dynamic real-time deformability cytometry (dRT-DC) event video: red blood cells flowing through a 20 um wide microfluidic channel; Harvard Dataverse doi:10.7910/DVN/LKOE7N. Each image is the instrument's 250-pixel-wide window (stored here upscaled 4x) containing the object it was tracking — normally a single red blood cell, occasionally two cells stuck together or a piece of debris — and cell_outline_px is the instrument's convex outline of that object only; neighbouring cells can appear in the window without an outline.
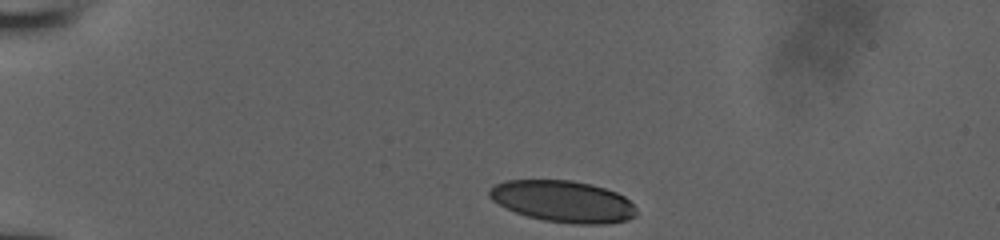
{"species": "human", "species_latin": "Homo sapiens", "temperature_condition": "room temperature", "stored_images_in_passage": 34, "camera_frame_rate_fps": 3000, "um_per_image_px": 0.085, "donor": {"sex": "male"}, "frame": {"image": 1, "passage_image": 1, "time_ms": 0.0, "image_size_px": [1000, 240], "cell_outline_px": [[636, 216], [628, 220], [604, 224], [572, 224], [544, 220], [528, 216], [516, 212], [492, 200], [488, 196], [488, 192], [496, 184], [504, 180], [572, 180], [592, 184], [616, 192], [624, 196], [636, 208]], "centroid_in_image_um": [47.88, 17.12], "position_along_channel_um": 37.1, "area_um2": 35.55}}
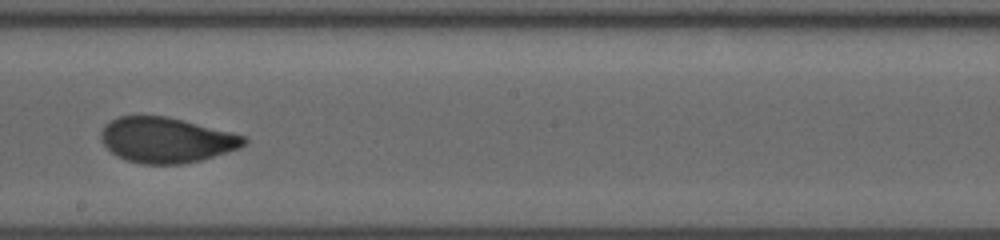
{"frame": {"image": 2, "passage_image": 20, "time_ms": 6.333, "image_size_px": [1000, 240], "cell_outline_px": [[248, 140], [240, 148], [200, 160], [180, 164], [140, 164], [124, 160], [116, 156], [100, 140], [100, 132], [104, 124], [120, 116], [168, 116], [184, 120], [244, 136]], "centroid_in_image_um": [14.09, 11.9], "position_along_channel_um": 234.1, "area_um2": 37.69}}
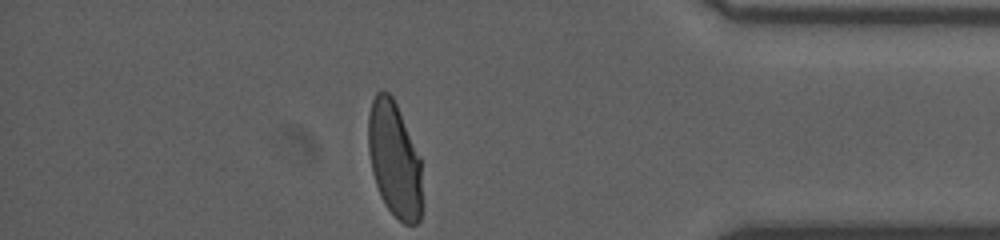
{"frame": {"image": 3, "passage_image": 34, "time_ms": 11.0, "image_size_px": [1000, 240], "cell_outline_px": [[424, 204], [420, 220], [416, 224], [404, 224], [384, 204], [380, 196], [372, 172], [368, 152], [368, 116], [372, 100], [376, 92], [380, 88], [388, 92], [392, 96], [396, 104], [420, 156]], "centroid_in_image_um": [33.55, 13.59], "position_along_channel_um": 401.7, "area_um2": 36.93}}